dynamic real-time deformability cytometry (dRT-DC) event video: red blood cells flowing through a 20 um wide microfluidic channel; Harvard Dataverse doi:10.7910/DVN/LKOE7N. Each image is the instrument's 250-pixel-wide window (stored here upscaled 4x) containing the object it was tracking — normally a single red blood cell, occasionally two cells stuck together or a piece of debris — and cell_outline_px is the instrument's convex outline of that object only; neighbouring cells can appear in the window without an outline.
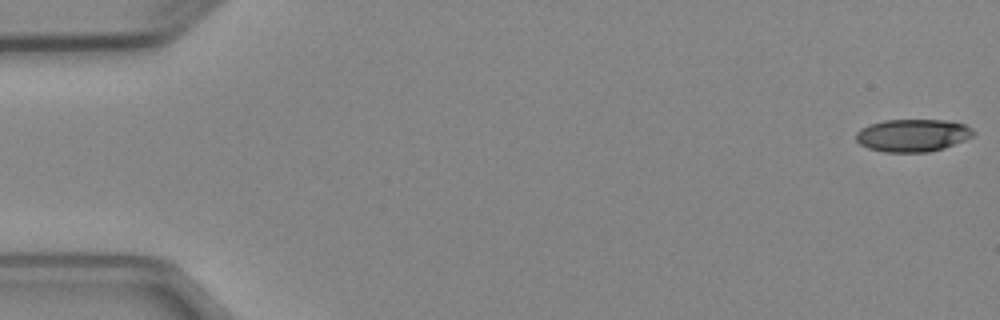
{"species": "Egyptian fruit bat (a non-hibernating species)", "species_latin": "Rousettus aegyptiacus", "temperature_condition": "cold", "stored_images_in_passage": 4, "camera_frame_rate_fps": 3000, "um_per_image_px": 0.085, "animal": {"sex": "female"}, "frame": {"image": 1, "passage_image": 1, "time_ms": 0.0, "image_size_px": [1000, 320], "cell_outline_px": [[976, 132], [972, 136], [964, 140], [944, 148], [928, 152], [884, 152], [868, 148], [860, 144], [856, 140], [856, 132], [860, 128], [868, 124], [884, 120], [944, 120], [964, 124], [972, 128]], "centroid_in_image_um": [77.55, 11.5], "position_along_channel_um": 7.4, "area_um2": 22.37}}